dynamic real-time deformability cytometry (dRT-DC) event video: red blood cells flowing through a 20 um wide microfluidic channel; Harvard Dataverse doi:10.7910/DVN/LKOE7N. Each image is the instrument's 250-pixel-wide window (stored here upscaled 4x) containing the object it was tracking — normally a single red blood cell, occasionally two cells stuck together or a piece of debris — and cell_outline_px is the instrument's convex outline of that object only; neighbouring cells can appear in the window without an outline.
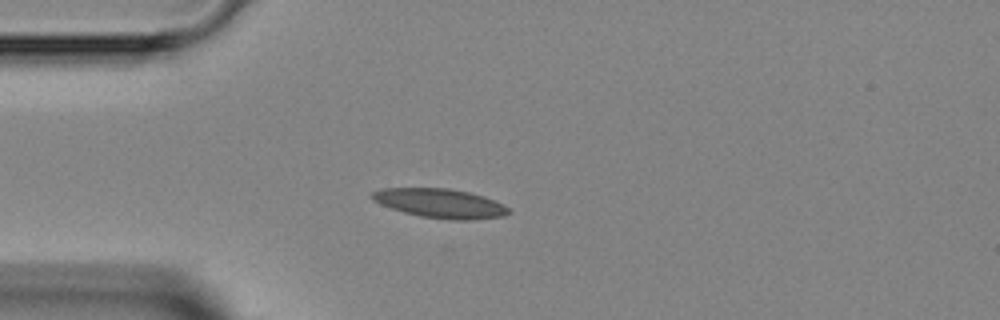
{"species": "Egyptian fruit bat (a non-hibernating species)", "species_latin": "Rousettus aegyptiacus", "temperature_condition": "room temperature", "stored_images_in_passage": 1, "camera_frame_rate_fps": 3000, "um_per_image_px": 0.085, "animal": {"sex": "female"}, "frame": {"image": 1, "passage_image": 1, "time_ms": 0.0, "image_size_px": [1000, 320], "cell_outline_px": [[508, 212], [504, 216], [472, 220], [452, 220], [420, 216], [404, 212], [380, 204], [372, 200], [372, 192], [380, 188], [448, 188], [468, 192], [484, 196], [504, 204], [508, 208]], "centroid_in_image_um": [37.41, 17.28], "position_along_channel_um": 47.6, "area_um2": 23.18}}